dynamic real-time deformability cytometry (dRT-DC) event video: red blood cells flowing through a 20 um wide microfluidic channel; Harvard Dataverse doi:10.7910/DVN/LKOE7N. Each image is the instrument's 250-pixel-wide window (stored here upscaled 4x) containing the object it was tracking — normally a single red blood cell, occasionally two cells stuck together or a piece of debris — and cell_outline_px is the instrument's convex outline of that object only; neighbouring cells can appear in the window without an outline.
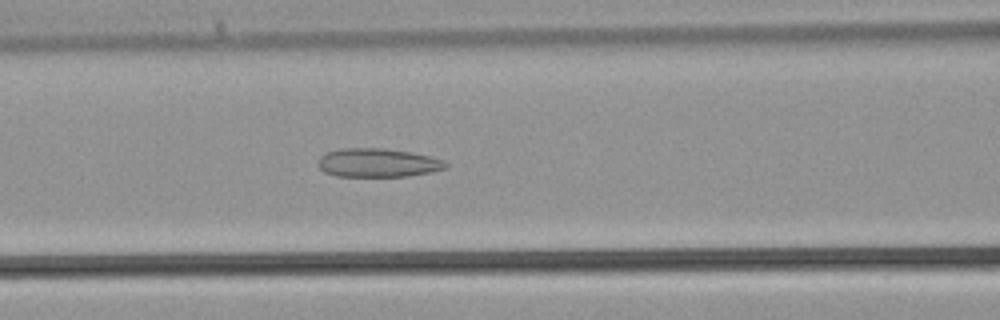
{"species": "common noctule bat (a hibernating species)", "species_latin": "Nyctalus noctula", "temperature_condition": "warm", "stored_images_in_passage": 29, "camera_frame_rate_fps": 3000, "um_per_image_px": 0.085, "animal": {"sex": "male", "body_mass_g": 21.5, "forearm_length_mm": 52.0}, "frame": {"image": 1, "passage_image": 13, "time_ms": 4.0, "image_size_px": [1000, 320], "cell_outline_px": [[448, 168], [432, 172], [408, 176], [336, 176], [324, 172], [316, 164], [320, 156], [328, 152], [340, 148], [380, 148], [408, 152], [428, 156], [440, 160], [448, 164]], "centroid_in_image_um": [32.07, 13.84], "position_along_channel_um": 134.5, "area_um2": 21.21}}
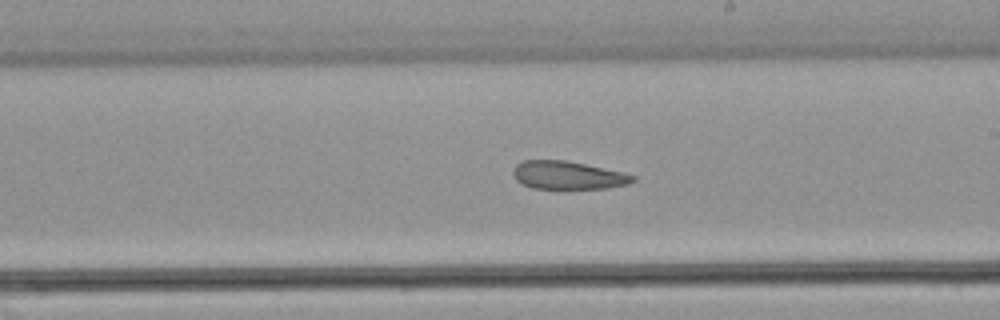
{"frame": {"image": 2, "passage_image": 19, "time_ms": 6.0, "image_size_px": [1000, 320], "cell_outline_px": [[636, 180], [628, 184], [608, 188], [564, 192], [532, 188], [520, 184], [516, 180], [512, 172], [516, 164], [524, 160], [564, 160], [584, 164], [620, 172], [636, 176]], "centroid_in_image_um": [48.23, 14.96], "position_along_channel_um": 240.8, "area_um2": 20.52}}
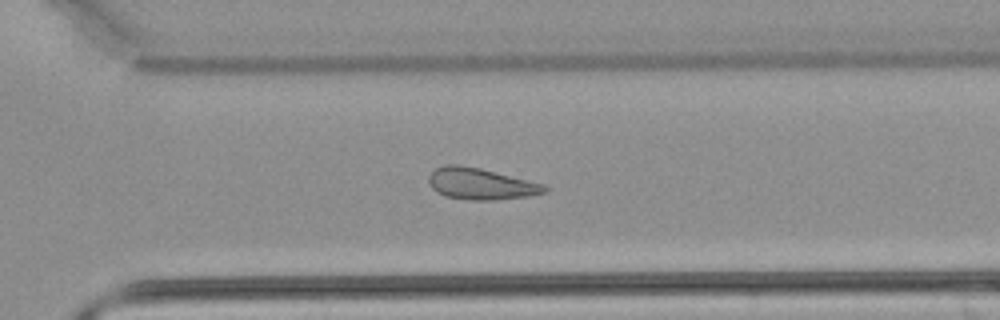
{"frame": {"image": 3, "passage_image": 24, "time_ms": 7.667, "image_size_px": [1000, 320], "cell_outline_px": [[548, 192], [528, 196], [496, 200], [468, 200], [444, 196], [436, 192], [432, 188], [428, 180], [428, 176], [436, 168], [444, 164], [460, 164], [480, 168], [544, 184], [548, 188]], "centroid_in_image_um": [40.85, 15.63], "position_along_channel_um": 329.8, "area_um2": 21.39}}